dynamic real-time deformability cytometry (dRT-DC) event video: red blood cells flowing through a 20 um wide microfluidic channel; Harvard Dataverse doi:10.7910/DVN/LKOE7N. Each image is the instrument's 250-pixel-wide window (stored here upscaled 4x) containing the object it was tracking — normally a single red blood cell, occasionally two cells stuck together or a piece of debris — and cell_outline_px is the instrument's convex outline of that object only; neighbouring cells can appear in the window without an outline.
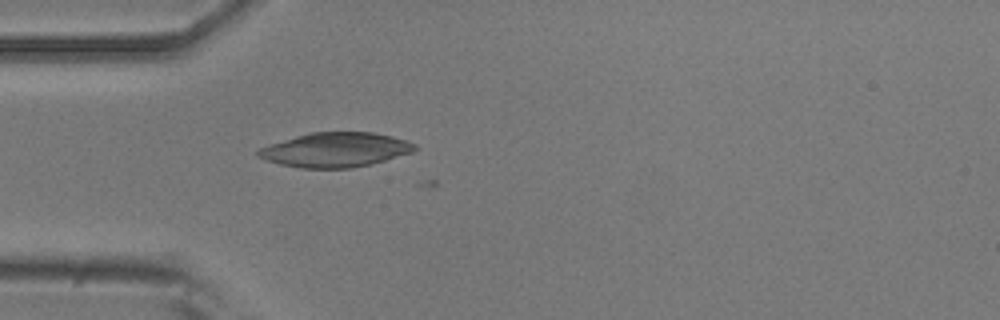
{"species": "common noctule bat (a hibernating species)", "species_latin": "Nyctalus noctula", "temperature_condition": "room temperature", "stored_images_in_passage": 4, "camera_frame_rate_fps": 3000, "um_per_image_px": 0.085, "animal": {"sex": "male", "body_mass_g": 20.5, "forearm_length_mm": 52.5}, "frame": {"image": 1, "passage_image": 2, "time_ms": 0.333, "image_size_px": [1000, 320], "cell_outline_px": [[420, 148], [412, 152], [372, 164], [352, 168], [300, 168], [280, 164], [256, 156], [256, 152], [260, 148], [296, 136], [312, 132], [372, 132], [392, 136], [416, 144]], "centroid_in_image_um": [28.55, 12.74], "position_along_channel_um": 56.5, "area_um2": 31.33}}